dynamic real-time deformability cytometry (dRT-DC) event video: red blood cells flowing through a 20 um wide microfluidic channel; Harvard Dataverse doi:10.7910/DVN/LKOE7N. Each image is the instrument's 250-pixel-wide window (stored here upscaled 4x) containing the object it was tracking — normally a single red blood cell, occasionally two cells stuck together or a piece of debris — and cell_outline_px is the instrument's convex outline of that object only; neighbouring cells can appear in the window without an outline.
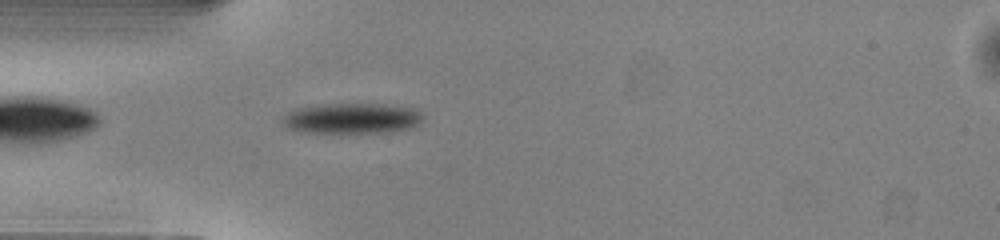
{"species": "common noctule bat (a hibernating species)", "species_latin": "Nyctalus noctula", "temperature_condition": "warm", "stored_images_in_passage": 35, "camera_frame_rate_fps": 3000, "um_per_image_px": 0.085, "animal": {"sex": "male", "body_mass_g": 13.0, "forearm_length_mm": 53.1}, "frame": {"image": 1, "passage_image": 2, "time_ms": 0.333, "image_size_px": [1000, 240], "cell_outline_px": [[424, 120], [408, 128], [384, 132], [296, 132], [288, 128], [280, 120], [288, 112], [300, 108], [328, 104], [384, 104], [416, 108], [424, 116]], "centroid_in_image_um": [29.92, 10.05], "position_along_channel_um": 55.1, "area_um2": 24.74}}
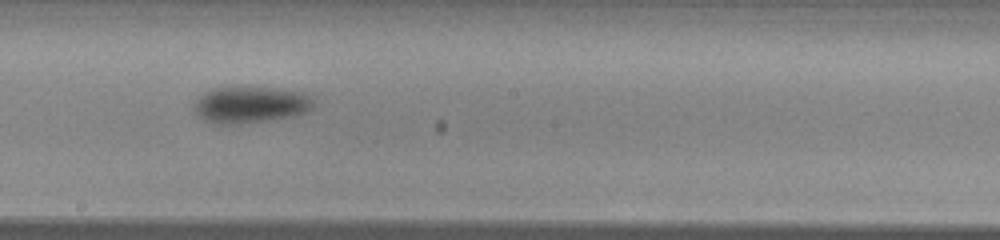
{"frame": {"image": 2, "passage_image": 15, "time_ms": 4.667, "image_size_px": [1000, 240], "cell_outline_px": [[316, 100], [312, 108], [304, 112], [292, 116], [240, 124], [216, 124], [200, 116], [192, 108], [192, 104], [204, 92], [212, 88], [280, 88], [304, 92], [312, 96]], "centroid_in_image_um": [21.32, 8.89], "position_along_channel_um": 226.9, "area_um2": 25.37}}
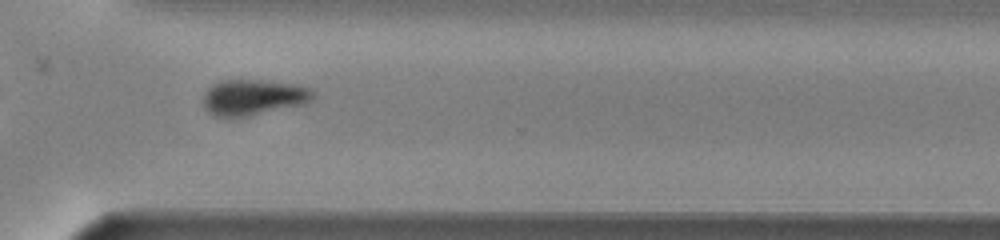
{"frame": {"image": 3, "passage_image": 24, "time_ms": 7.667, "image_size_px": [1000, 240], "cell_outline_px": [[312, 100], [304, 104], [248, 116], [216, 116], [208, 112], [204, 108], [204, 92], [212, 84], [224, 80], [264, 80], [300, 84], [308, 88], [312, 92]], "centroid_in_image_um": [21.52, 8.25], "position_along_channel_um": 349.1, "area_um2": 22.77}, "authors_computed_cell_mechanics": {"area_um2": 25.143, "velocity_mm_per_s": 4.0687, "shape_relaxation_time_tau1_ms": 2.9196, "shape_relaxation_time_tau2_ms": null, "deformation_change_tau1": 0.1143, "deformation_change_tau2": null}}